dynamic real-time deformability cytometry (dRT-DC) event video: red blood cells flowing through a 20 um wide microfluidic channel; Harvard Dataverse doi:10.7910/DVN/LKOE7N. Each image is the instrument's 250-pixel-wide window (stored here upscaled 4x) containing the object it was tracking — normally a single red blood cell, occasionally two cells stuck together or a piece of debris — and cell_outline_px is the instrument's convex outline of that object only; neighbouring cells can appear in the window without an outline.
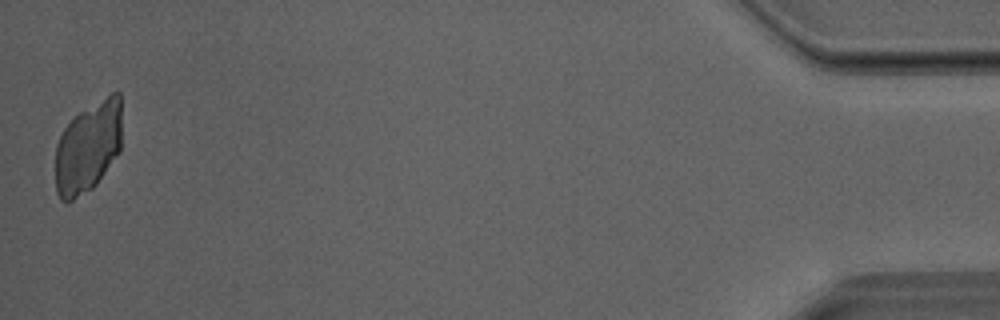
{"species": "Egyptian fruit bat (a non-hibernating species)", "species_latin": "Rousettus aegyptiacus", "temperature_condition": "room temperature", "stored_images_in_passage": 38, "camera_frame_rate_fps": 3000, "um_per_image_px": 0.085, "animal": {"sex": "male"}, "frame": {"image": 1, "passage_image": 38, "time_ms": 12.333, "image_size_px": [1000, 320], "cell_outline_px": [[120, 152], [96, 184], [92, 188], [68, 204], [60, 200], [56, 192], [56, 144], [64, 128], [80, 112], [112, 92], [120, 92]], "centroid_in_image_um": [7.47, 12.56], "position_along_channel_um": 427.7, "area_um2": 35.2}}